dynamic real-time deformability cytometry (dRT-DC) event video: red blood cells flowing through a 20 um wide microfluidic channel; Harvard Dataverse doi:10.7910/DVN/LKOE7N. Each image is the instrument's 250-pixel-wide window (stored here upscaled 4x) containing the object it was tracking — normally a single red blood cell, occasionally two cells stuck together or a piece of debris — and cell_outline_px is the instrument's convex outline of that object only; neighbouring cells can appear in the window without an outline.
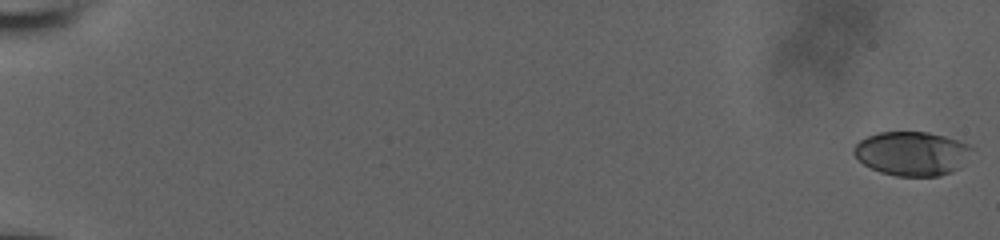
{"species": "human", "species_latin": "Homo sapiens", "temperature_condition": "room temperature", "stored_images_in_passage": 57, "camera_frame_rate_fps": 3000, "um_per_image_px": 0.085, "donor": {"sex": "male"}, "frame": {"image": 1, "passage_image": 1, "time_ms": 0.0, "image_size_px": [1000, 240], "cell_outline_px": [[976, 148], [960, 168], [952, 172], [940, 176], [896, 176], [880, 172], [864, 164], [852, 152], [852, 148], [860, 140], [868, 136], [880, 132], [928, 132], [944, 136], [968, 144]], "centroid_in_image_um": [77.55, 13.05], "position_along_channel_um": 7.4, "area_um2": 30.46}}
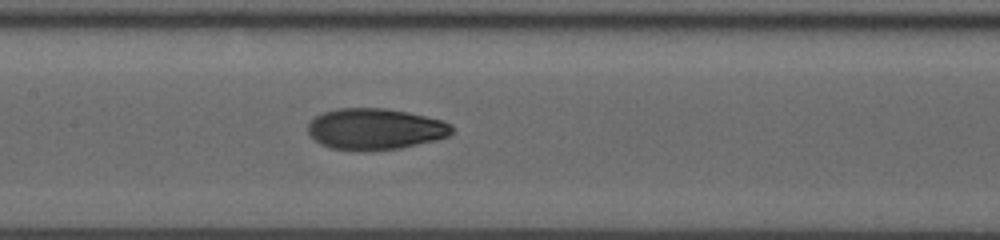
{"frame": {"image": 2, "passage_image": 31, "time_ms": 10.0, "image_size_px": [1000, 240], "cell_outline_px": [[452, 132], [448, 136], [436, 140], [400, 148], [364, 152], [360, 152], [332, 148], [320, 144], [308, 132], [308, 124], [316, 116], [324, 112], [340, 108], [384, 108], [408, 112], [444, 120], [452, 124]], "centroid_in_image_um": [31.91, 10.98], "position_along_channel_um": 175.5, "area_um2": 34.8}}
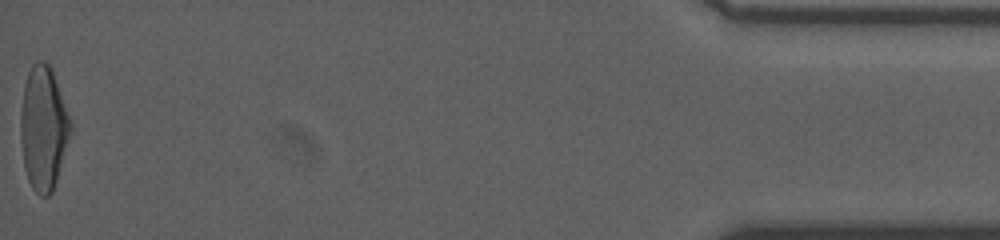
{"frame": {"image": 3, "passage_image": 57, "time_ms": 18.667, "image_size_px": [1000, 240], "cell_outline_px": [[72, 132], [52, 192], [48, 196], [40, 196], [32, 188], [28, 180], [24, 168], [20, 140], [20, 116], [24, 84], [28, 72], [32, 64], [36, 60], [44, 60], [52, 68], [72, 124]], "centroid_in_image_um": [3.68, 10.88], "position_along_channel_um": 431.5, "area_um2": 36.3}, "authors_computed_cell_mechanics": {"area_um2": 33.4662, "velocity_mm_per_s": 3.9529, "shape_relaxation_time_tau1_ms": 10.2615, "shape_relaxation_time_tau2_ms": 1.4647, "deformation_change_tau1": 0.3244, "deformation_change_tau2": 0.0638}}